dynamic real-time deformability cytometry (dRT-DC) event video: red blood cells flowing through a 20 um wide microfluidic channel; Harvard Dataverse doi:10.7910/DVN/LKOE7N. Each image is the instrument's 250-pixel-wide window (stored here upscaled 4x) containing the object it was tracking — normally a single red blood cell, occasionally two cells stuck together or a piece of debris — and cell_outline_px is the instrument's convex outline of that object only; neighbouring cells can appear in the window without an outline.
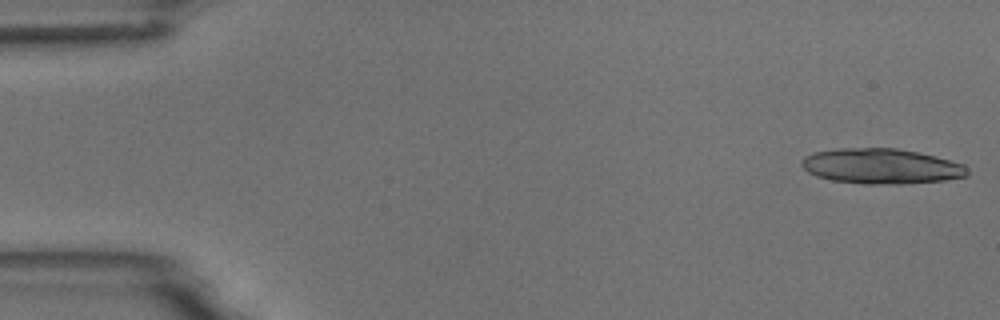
{"species": "common noctule bat (a hibernating species)", "species_latin": "Nyctalus noctula", "temperature_condition": "room temperature", "stored_images_in_passage": 20, "camera_frame_rate_fps": 3000, "um_per_image_px": 0.085, "animal": {"sex": "male", "body_mass_g": 18.8}, "frame": {"image": 1, "passage_image": 1, "time_ms": 0.0, "image_size_px": [1000, 320], "cell_outline_px": [[968, 176], [944, 180], [904, 184], [864, 184], [832, 180], [816, 176], [808, 172], [800, 164], [804, 156], [816, 152], [840, 148], [896, 148], [936, 156], [964, 164], [968, 168]], "centroid_in_image_um": [74.92, 14.13], "position_along_channel_um": 10.1, "area_um2": 34.1}}
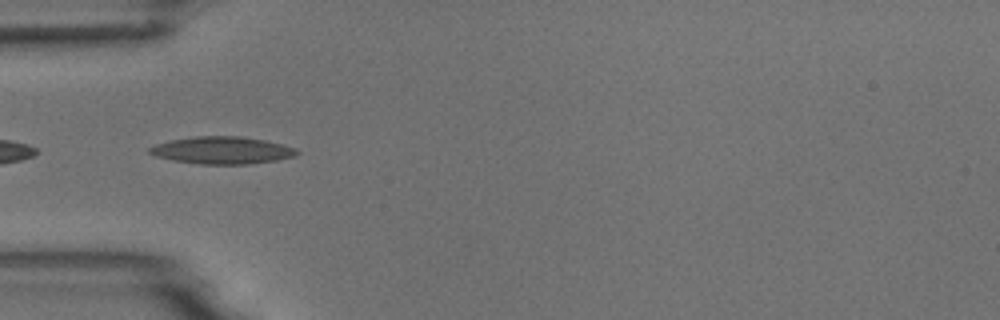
{"frame": {"image": 2, "passage_image": 17, "time_ms": 5.333, "image_size_px": [1000, 320], "cell_outline_px": [[300, 152], [296, 156], [276, 160], [248, 164], [200, 164], [172, 160], [156, 156], [148, 152], [148, 148], [156, 144], [172, 140], [196, 136], [240, 136], [264, 140], [296, 148]], "centroid_in_image_um": [18.89, 12.78], "position_along_channel_um": 66.1, "area_um2": 23.29}}